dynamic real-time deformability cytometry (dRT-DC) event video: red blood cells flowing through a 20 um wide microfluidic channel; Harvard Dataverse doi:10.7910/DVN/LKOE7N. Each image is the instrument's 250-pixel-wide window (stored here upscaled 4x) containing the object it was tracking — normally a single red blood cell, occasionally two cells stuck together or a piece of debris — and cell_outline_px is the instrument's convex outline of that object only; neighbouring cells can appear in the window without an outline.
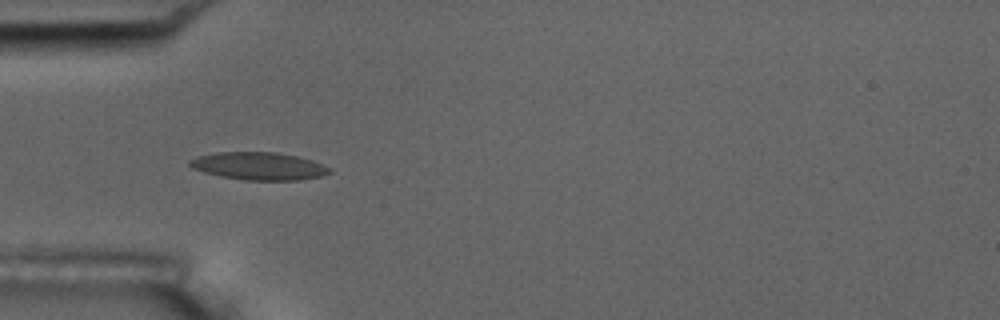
{"species": "common noctule bat (a hibernating species)", "species_latin": "Nyctalus noctula", "temperature_condition": "room temperature", "stored_images_in_passage": 6, "camera_frame_rate_fps": 3000, "um_per_image_px": 0.085, "animal": {"sex": "male", "body_mass_g": 17.5, "forearm_length_mm": 52.3}, "frame": {"image": 1, "passage_image": 5, "time_ms": 4.333, "image_size_px": [1000, 320], "cell_outline_px": [[332, 172], [320, 176], [300, 180], [244, 180], [220, 176], [204, 172], [192, 168], [188, 164], [188, 160], [196, 156], [216, 152], [276, 152], [296, 156], [312, 160], [332, 168]], "centroid_in_image_um": [21.98, 14.11], "position_along_channel_um": 63.0, "area_um2": 22.66}}